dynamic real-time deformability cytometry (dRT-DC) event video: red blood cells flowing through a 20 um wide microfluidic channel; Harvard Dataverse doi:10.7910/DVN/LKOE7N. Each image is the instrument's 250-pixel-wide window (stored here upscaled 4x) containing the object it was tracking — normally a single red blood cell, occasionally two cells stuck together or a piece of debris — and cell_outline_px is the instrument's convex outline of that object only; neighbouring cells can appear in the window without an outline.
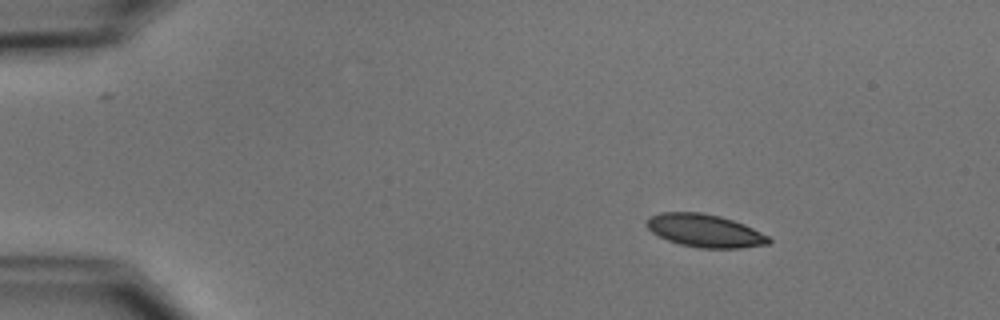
{"species": "common noctule bat (a hibernating species)", "species_latin": "Nyctalus noctula", "temperature_condition": "cold", "stored_images_in_passage": 18, "camera_frame_rate_fps": 3000, "um_per_image_px": 0.085, "animal": {"sex": "male", "body_mass_g": 15.6}, "frame": {"image": 1, "passage_image": 1, "time_ms": 0.0, "image_size_px": [1000, 320], "cell_outline_px": [[772, 240], [768, 244], [740, 248], [700, 248], [680, 244], [668, 240], [652, 232], [644, 224], [648, 216], [660, 212], [700, 212], [720, 216], [744, 224], [768, 236]], "centroid_in_image_um": [59.88, 19.6], "position_along_channel_um": 25.1, "area_um2": 23.41}}
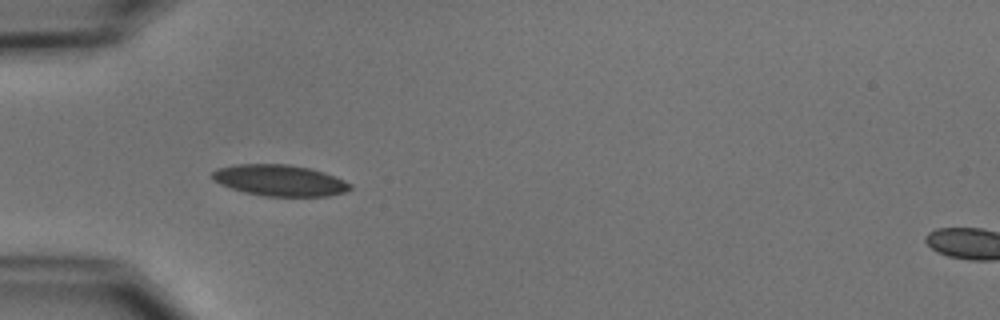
{"frame": {"image": 2, "passage_image": 10, "time_ms": 3.0, "image_size_px": [1000, 320], "cell_outline_px": [[352, 188], [344, 192], [328, 196], [264, 196], [244, 192], [220, 184], [212, 180], [212, 172], [216, 168], [236, 164], [288, 164], [308, 168], [324, 172], [344, 180], [352, 184]], "centroid_in_image_um": [23.76, 15.33], "position_along_channel_um": 61.2, "area_um2": 25.09}}